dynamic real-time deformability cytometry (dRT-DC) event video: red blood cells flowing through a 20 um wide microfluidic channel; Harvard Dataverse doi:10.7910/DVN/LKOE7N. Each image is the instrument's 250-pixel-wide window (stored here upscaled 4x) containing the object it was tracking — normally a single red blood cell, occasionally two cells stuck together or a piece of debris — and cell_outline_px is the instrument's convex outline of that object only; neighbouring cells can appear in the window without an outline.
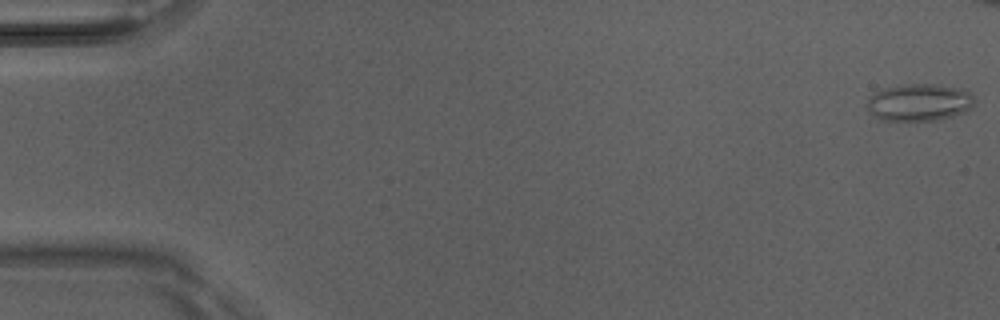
{"species": "Egyptian fruit bat (a non-hibernating species)", "species_latin": "Rousettus aegyptiacus", "temperature_condition": "room temperature", "stored_images_in_passage": 3, "camera_frame_rate_fps": 3000, "um_per_image_px": 0.085, "animal": {"sex": "male"}, "frame": {"image": 1, "passage_image": 1, "time_ms": 0.0, "image_size_px": [1000, 320], "cell_outline_px": [[976, 100], [972, 108], [964, 112], [952, 116], [936, 120], [880, 120], [868, 108], [868, 96], [872, 92], [884, 88], [904, 84], [936, 84], [964, 88]], "centroid_in_image_um": [78.16, 8.68], "position_along_channel_um": 6.8, "area_um2": 23.41}}